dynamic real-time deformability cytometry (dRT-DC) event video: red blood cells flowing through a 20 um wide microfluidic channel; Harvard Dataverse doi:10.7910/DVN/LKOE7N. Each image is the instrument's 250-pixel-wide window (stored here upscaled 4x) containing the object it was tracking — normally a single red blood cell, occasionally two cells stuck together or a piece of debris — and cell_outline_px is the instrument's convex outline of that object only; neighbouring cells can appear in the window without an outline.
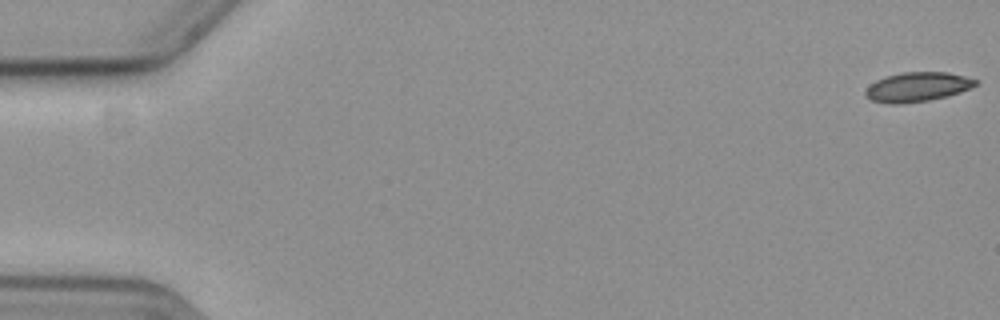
{"species": "common noctule bat (a hibernating species)", "species_latin": "Nyctalus noctula", "temperature_condition": "cold", "stored_images_in_passage": 11, "camera_frame_rate_fps": 3000, "um_per_image_px": 0.085, "animal": {"sex": "female", "body_mass_g": 19.3, "forearm_length_mm": 54.1}, "frame": {"image": 1, "passage_image": 1, "time_ms": 0.0, "image_size_px": [1000, 320], "cell_outline_px": [[980, 80], [972, 88], [948, 96], [928, 100], [900, 104], [888, 104], [872, 100], [864, 96], [864, 92], [876, 80], [900, 72], [948, 72]], "centroid_in_image_um": [78.0, 7.39], "position_along_channel_um": 7.0, "area_um2": 18.9}}